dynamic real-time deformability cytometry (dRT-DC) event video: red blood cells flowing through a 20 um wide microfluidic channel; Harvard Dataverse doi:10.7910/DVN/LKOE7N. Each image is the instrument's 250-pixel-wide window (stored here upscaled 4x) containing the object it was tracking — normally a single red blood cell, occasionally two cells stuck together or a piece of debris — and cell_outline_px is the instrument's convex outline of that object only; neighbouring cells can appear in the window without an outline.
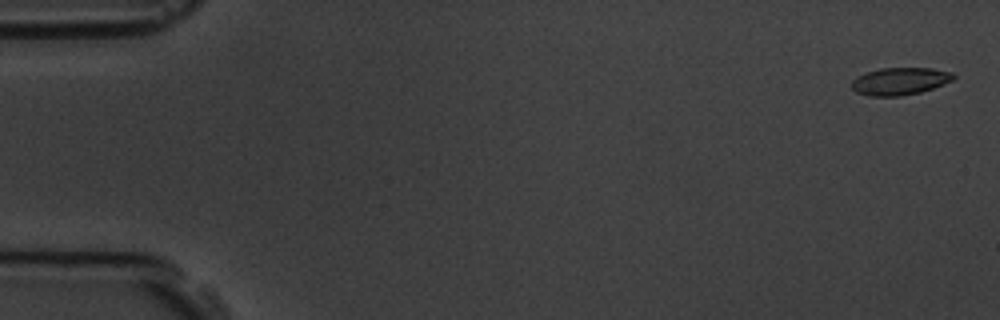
{"species": "common noctule bat (a hibernating species)", "species_latin": "Nyctalus noctula", "temperature_condition": "room temperature", "stored_images_in_passage": 5, "camera_frame_rate_fps": 3000, "um_per_image_px": 0.085, "animal": {"sex": "male", "body_mass_g": 19.5, "forearm_length_mm": 54.6}, "frame": {"image": 1, "passage_image": 1, "time_ms": 0.0, "image_size_px": [1000, 320], "cell_outline_px": [[956, 76], [952, 80], [944, 84], [920, 92], [900, 96], [868, 96], [856, 92], [852, 88], [852, 80], [856, 76], [880, 68], [932, 68], [952, 72]], "centroid_in_image_um": [76.48, 6.9], "position_along_channel_um": 8.5, "area_um2": 16.24}}
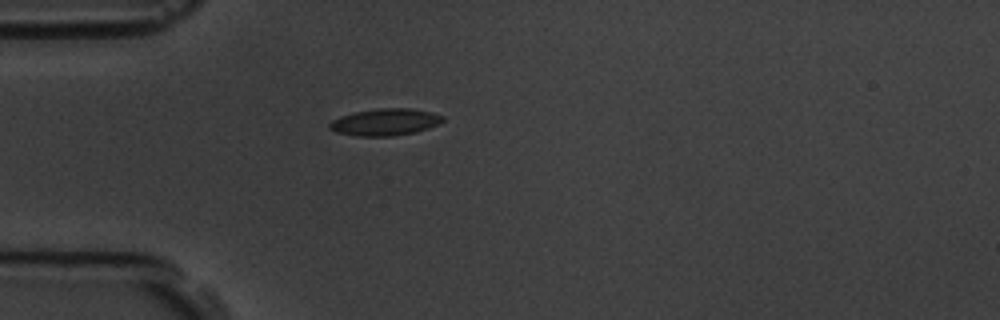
{"frame": {"image": 2, "passage_image": 5, "time_ms": 4.667, "image_size_px": [1000, 320], "cell_outline_px": [[444, 120], [428, 128], [416, 132], [392, 136], [356, 136], [336, 132], [328, 128], [328, 124], [332, 120], [340, 116], [356, 112], [376, 108], [408, 108], [432, 112], [444, 116]], "centroid_in_image_um": [32.71, 10.37], "position_along_channel_um": 52.3, "area_um2": 17.74}}